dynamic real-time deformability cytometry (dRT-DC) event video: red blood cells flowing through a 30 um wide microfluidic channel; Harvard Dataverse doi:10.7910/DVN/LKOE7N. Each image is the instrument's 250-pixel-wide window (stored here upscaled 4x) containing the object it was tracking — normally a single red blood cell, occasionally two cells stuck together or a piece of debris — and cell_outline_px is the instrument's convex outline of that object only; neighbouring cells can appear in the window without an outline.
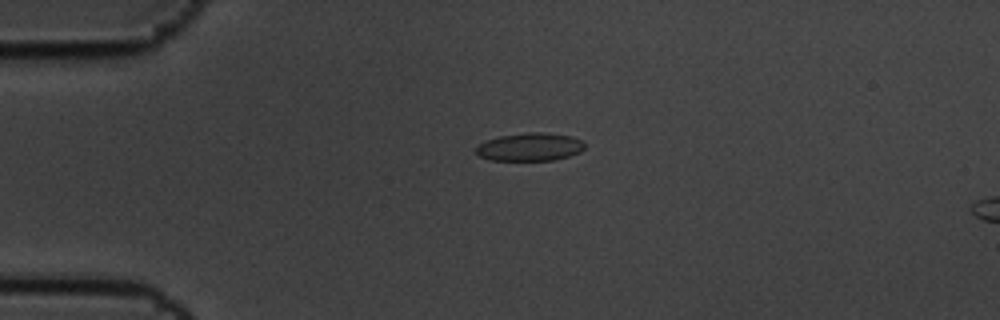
{"species": "common noctule bat (a hibernating species)", "species_latin": "Nyctalus noctula", "temperature_condition": "cold", "stored_images_in_passage": 6, "camera_frame_rate_fps": 3000, "um_per_image_px": 0.085, "animal": {"sex": "male", "body_mass_g": 19.5, "forearm_length_mm": 54.6}, "frame": {"image": 1, "passage_image": 4, "time_ms": 1.0, "image_size_px": [1000, 320], "cell_outline_px": [[584, 148], [580, 152], [568, 156], [552, 160], [492, 160], [480, 156], [476, 152], [476, 148], [484, 140], [500, 136], [528, 132], [544, 132], [572, 136], [580, 140], [584, 144]], "centroid_in_image_um": [45.04, 12.48], "position_along_channel_um": 40.0, "area_um2": 17.63}}